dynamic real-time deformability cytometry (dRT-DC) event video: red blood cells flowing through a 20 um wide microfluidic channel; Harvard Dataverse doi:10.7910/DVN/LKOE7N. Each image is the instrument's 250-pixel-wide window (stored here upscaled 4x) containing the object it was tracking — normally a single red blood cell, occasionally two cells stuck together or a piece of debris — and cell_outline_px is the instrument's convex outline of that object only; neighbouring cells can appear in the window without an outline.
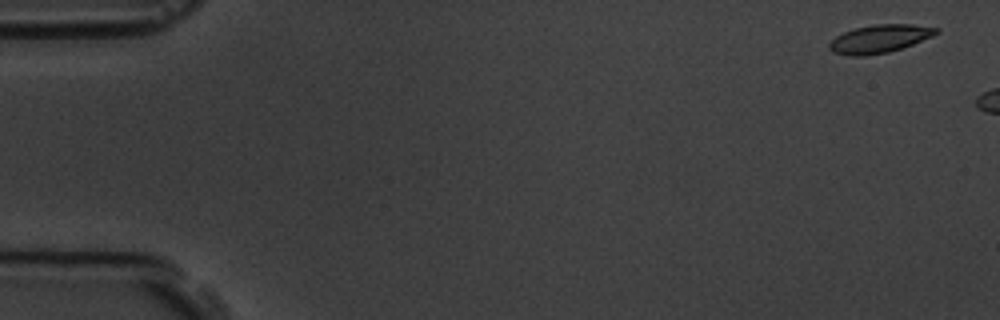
{"species": "common noctule bat (a hibernating species)", "species_latin": "Nyctalus noctula", "temperature_condition": "room temperature", "stored_images_in_passage": 2, "camera_frame_rate_fps": 3000, "um_per_image_px": 0.085, "animal": {"sex": "male", "body_mass_g": 19.5, "forearm_length_mm": 54.6}, "frame": {"image": 1, "passage_image": 1, "time_ms": 0.0, "image_size_px": [1000, 320], "cell_outline_px": [[940, 32], [932, 36], [912, 44], [888, 52], [864, 56], [848, 56], [832, 52], [828, 48], [828, 44], [836, 36], [844, 32], [856, 28], [876, 24], [912, 24], [940, 28]], "centroid_in_image_um": [74.75, 3.3], "position_along_channel_um": 10.3, "area_um2": 17.46}}